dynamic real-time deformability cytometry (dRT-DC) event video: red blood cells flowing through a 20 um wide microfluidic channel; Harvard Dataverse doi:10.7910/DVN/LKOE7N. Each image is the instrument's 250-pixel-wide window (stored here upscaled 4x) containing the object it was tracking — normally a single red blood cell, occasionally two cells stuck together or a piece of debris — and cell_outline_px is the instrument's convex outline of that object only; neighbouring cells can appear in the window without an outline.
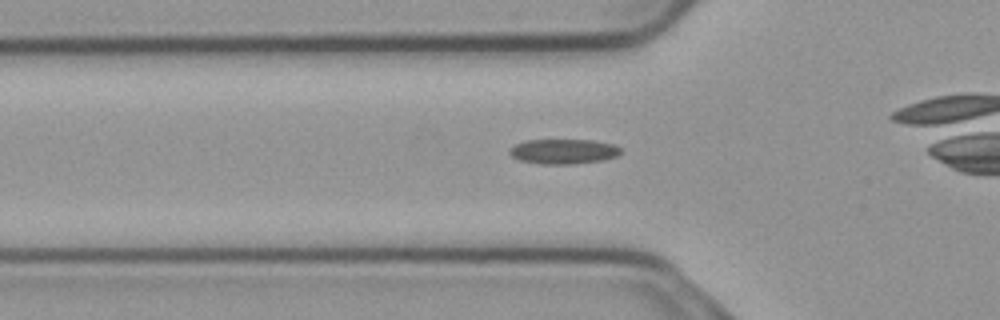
{"species": "common noctule bat (a hibernating species)", "species_latin": "Nyctalus noctula", "temperature_condition": "cold", "stored_images_in_passage": 37, "camera_frame_rate_fps": 3000, "um_per_image_px": 0.085, "animal": {"sex": "male", "body_mass_g": 23.1, "forearm_length_mm": 52.7}, "frame": {"image": 1, "passage_image": 11, "time_ms": 3.333, "image_size_px": [1000, 320], "cell_outline_px": [[620, 152], [616, 156], [604, 160], [572, 164], [540, 164], [520, 160], [512, 156], [508, 152], [508, 148], [516, 144], [528, 140], [592, 140], [612, 144], [620, 148]], "centroid_in_image_um": [47.86, 12.87], "position_along_channel_um": 77.9, "area_um2": 16.07}}
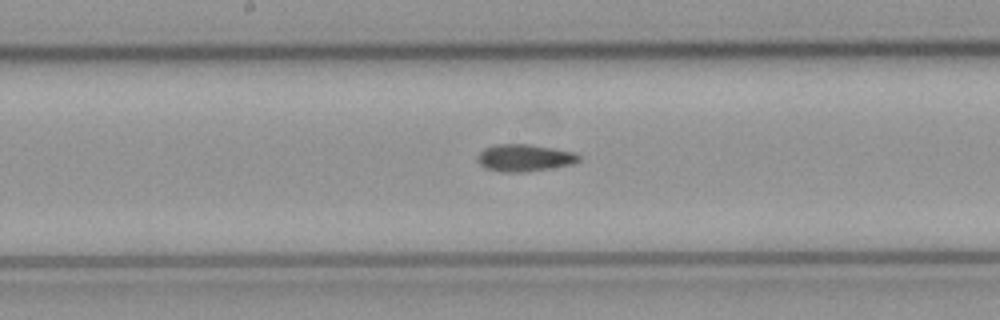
{"frame": {"image": 2, "passage_image": 21, "time_ms": 6.667, "image_size_px": [1000, 320], "cell_outline_px": [[580, 160], [572, 164], [528, 172], [500, 172], [484, 168], [476, 160], [476, 156], [484, 148], [496, 144], [528, 144], [552, 148], [572, 152], [580, 156]], "centroid_in_image_um": [44.52, 13.42], "position_along_channel_um": 203.7, "area_um2": 16.07}}
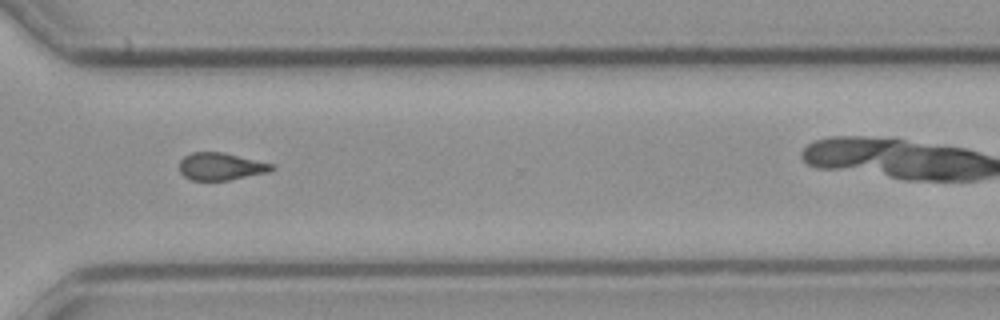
{"frame": {"image": 3, "passage_image": 33, "time_ms": 10.667, "image_size_px": [1000, 320], "cell_outline_px": [[276, 168], [268, 172], [228, 180], [192, 180], [184, 176], [180, 172], [180, 160], [184, 156], [192, 152], [224, 152], [276, 164]], "centroid_in_image_um": [18.81, 14.13], "position_along_channel_um": 351.8, "area_um2": 14.85}}